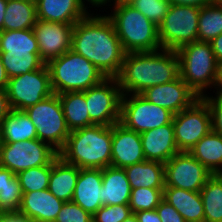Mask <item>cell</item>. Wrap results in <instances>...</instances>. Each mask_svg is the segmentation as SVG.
Wrapping results in <instances>:
<instances>
[{"label":"cell","instance_id":"11a10c76","mask_svg":"<svg viewBox=\"0 0 222 222\" xmlns=\"http://www.w3.org/2000/svg\"><path fill=\"white\" fill-rule=\"evenodd\" d=\"M212 1H214V2H222V0H212Z\"/></svg>","mask_w":222,"mask_h":222},{"label":"cell","instance_id":"2e32d148","mask_svg":"<svg viewBox=\"0 0 222 222\" xmlns=\"http://www.w3.org/2000/svg\"><path fill=\"white\" fill-rule=\"evenodd\" d=\"M141 95L173 114L189 108L200 98L180 76L171 82L149 87Z\"/></svg>","mask_w":222,"mask_h":222},{"label":"cell","instance_id":"b9f144b4","mask_svg":"<svg viewBox=\"0 0 222 222\" xmlns=\"http://www.w3.org/2000/svg\"><path fill=\"white\" fill-rule=\"evenodd\" d=\"M0 222H32L26 215H23L19 211L1 212Z\"/></svg>","mask_w":222,"mask_h":222},{"label":"cell","instance_id":"f6af8a7d","mask_svg":"<svg viewBox=\"0 0 222 222\" xmlns=\"http://www.w3.org/2000/svg\"><path fill=\"white\" fill-rule=\"evenodd\" d=\"M212 51L218 63L222 62V33L211 42Z\"/></svg>","mask_w":222,"mask_h":222},{"label":"cell","instance_id":"8fae6325","mask_svg":"<svg viewBox=\"0 0 222 222\" xmlns=\"http://www.w3.org/2000/svg\"><path fill=\"white\" fill-rule=\"evenodd\" d=\"M59 153L48 143L32 139L14 143H0V166L15 175L30 168L48 165Z\"/></svg>","mask_w":222,"mask_h":222},{"label":"cell","instance_id":"cb8c5ba5","mask_svg":"<svg viewBox=\"0 0 222 222\" xmlns=\"http://www.w3.org/2000/svg\"><path fill=\"white\" fill-rule=\"evenodd\" d=\"M163 200L172 205L186 222H204V206L200 192L164 187Z\"/></svg>","mask_w":222,"mask_h":222},{"label":"cell","instance_id":"bcb514c9","mask_svg":"<svg viewBox=\"0 0 222 222\" xmlns=\"http://www.w3.org/2000/svg\"><path fill=\"white\" fill-rule=\"evenodd\" d=\"M212 0H169L170 4L176 5H188V6H195V7H202L207 4H210Z\"/></svg>","mask_w":222,"mask_h":222},{"label":"cell","instance_id":"9c48e42d","mask_svg":"<svg viewBox=\"0 0 222 222\" xmlns=\"http://www.w3.org/2000/svg\"><path fill=\"white\" fill-rule=\"evenodd\" d=\"M91 125L112 126L120 122L122 92L118 79L106 77L83 91Z\"/></svg>","mask_w":222,"mask_h":222},{"label":"cell","instance_id":"603a6c76","mask_svg":"<svg viewBox=\"0 0 222 222\" xmlns=\"http://www.w3.org/2000/svg\"><path fill=\"white\" fill-rule=\"evenodd\" d=\"M131 187L123 168L108 166L102 169V205L129 204Z\"/></svg>","mask_w":222,"mask_h":222},{"label":"cell","instance_id":"6da1fadb","mask_svg":"<svg viewBox=\"0 0 222 222\" xmlns=\"http://www.w3.org/2000/svg\"><path fill=\"white\" fill-rule=\"evenodd\" d=\"M88 14L77 21L72 31L71 50L94 64L105 77H117L125 52L113 22L106 15Z\"/></svg>","mask_w":222,"mask_h":222},{"label":"cell","instance_id":"db71d44e","mask_svg":"<svg viewBox=\"0 0 222 222\" xmlns=\"http://www.w3.org/2000/svg\"><path fill=\"white\" fill-rule=\"evenodd\" d=\"M117 1L121 3L132 4L135 0H117Z\"/></svg>","mask_w":222,"mask_h":222},{"label":"cell","instance_id":"e0dca14e","mask_svg":"<svg viewBox=\"0 0 222 222\" xmlns=\"http://www.w3.org/2000/svg\"><path fill=\"white\" fill-rule=\"evenodd\" d=\"M145 160L140 133L120 122L112 125L111 166L124 169Z\"/></svg>","mask_w":222,"mask_h":222},{"label":"cell","instance_id":"7bdbcfd3","mask_svg":"<svg viewBox=\"0 0 222 222\" xmlns=\"http://www.w3.org/2000/svg\"><path fill=\"white\" fill-rule=\"evenodd\" d=\"M135 215L139 219V222H161V219L156 209L137 211Z\"/></svg>","mask_w":222,"mask_h":222},{"label":"cell","instance_id":"484cf974","mask_svg":"<svg viewBox=\"0 0 222 222\" xmlns=\"http://www.w3.org/2000/svg\"><path fill=\"white\" fill-rule=\"evenodd\" d=\"M37 139L36 127L24 111L11 110L0 125V143Z\"/></svg>","mask_w":222,"mask_h":222},{"label":"cell","instance_id":"30bf717a","mask_svg":"<svg viewBox=\"0 0 222 222\" xmlns=\"http://www.w3.org/2000/svg\"><path fill=\"white\" fill-rule=\"evenodd\" d=\"M173 115L168 109L155 105L141 94H122L120 123L137 133L169 124Z\"/></svg>","mask_w":222,"mask_h":222},{"label":"cell","instance_id":"f907efd6","mask_svg":"<svg viewBox=\"0 0 222 222\" xmlns=\"http://www.w3.org/2000/svg\"><path fill=\"white\" fill-rule=\"evenodd\" d=\"M8 0H0V31H3L4 15Z\"/></svg>","mask_w":222,"mask_h":222},{"label":"cell","instance_id":"d4e9b609","mask_svg":"<svg viewBox=\"0 0 222 222\" xmlns=\"http://www.w3.org/2000/svg\"><path fill=\"white\" fill-rule=\"evenodd\" d=\"M131 189L165 187L164 163L157 161H142L124 168Z\"/></svg>","mask_w":222,"mask_h":222},{"label":"cell","instance_id":"d6986e66","mask_svg":"<svg viewBox=\"0 0 222 222\" xmlns=\"http://www.w3.org/2000/svg\"><path fill=\"white\" fill-rule=\"evenodd\" d=\"M64 201L48 189L23 193L19 212L32 222H54Z\"/></svg>","mask_w":222,"mask_h":222},{"label":"cell","instance_id":"c3c4849f","mask_svg":"<svg viewBox=\"0 0 222 222\" xmlns=\"http://www.w3.org/2000/svg\"><path fill=\"white\" fill-rule=\"evenodd\" d=\"M214 88H217L216 89L217 92L215 94H217V96L222 97V62L218 63L217 76H216V81H215V84H214Z\"/></svg>","mask_w":222,"mask_h":222},{"label":"cell","instance_id":"d590c367","mask_svg":"<svg viewBox=\"0 0 222 222\" xmlns=\"http://www.w3.org/2000/svg\"><path fill=\"white\" fill-rule=\"evenodd\" d=\"M22 195L23 192L17 175H14L9 180V184L0 191V211H18L21 205Z\"/></svg>","mask_w":222,"mask_h":222},{"label":"cell","instance_id":"f35d334b","mask_svg":"<svg viewBox=\"0 0 222 222\" xmlns=\"http://www.w3.org/2000/svg\"><path fill=\"white\" fill-rule=\"evenodd\" d=\"M54 222H93V216L72 201L64 202Z\"/></svg>","mask_w":222,"mask_h":222},{"label":"cell","instance_id":"ac0fdd59","mask_svg":"<svg viewBox=\"0 0 222 222\" xmlns=\"http://www.w3.org/2000/svg\"><path fill=\"white\" fill-rule=\"evenodd\" d=\"M143 154L147 161L166 163L179 152L172 121L156 129L140 133Z\"/></svg>","mask_w":222,"mask_h":222},{"label":"cell","instance_id":"ab89813d","mask_svg":"<svg viewBox=\"0 0 222 222\" xmlns=\"http://www.w3.org/2000/svg\"><path fill=\"white\" fill-rule=\"evenodd\" d=\"M209 106L211 112L212 131L222 136V97H209L203 95L201 97Z\"/></svg>","mask_w":222,"mask_h":222},{"label":"cell","instance_id":"83f0119b","mask_svg":"<svg viewBox=\"0 0 222 222\" xmlns=\"http://www.w3.org/2000/svg\"><path fill=\"white\" fill-rule=\"evenodd\" d=\"M37 21L36 1L8 0L3 30L31 29Z\"/></svg>","mask_w":222,"mask_h":222},{"label":"cell","instance_id":"5bb4252c","mask_svg":"<svg viewBox=\"0 0 222 222\" xmlns=\"http://www.w3.org/2000/svg\"><path fill=\"white\" fill-rule=\"evenodd\" d=\"M165 187L200 192L213 175L189 152H178L165 164Z\"/></svg>","mask_w":222,"mask_h":222},{"label":"cell","instance_id":"7a4b0ae2","mask_svg":"<svg viewBox=\"0 0 222 222\" xmlns=\"http://www.w3.org/2000/svg\"><path fill=\"white\" fill-rule=\"evenodd\" d=\"M178 76L177 52L159 49L125 53L121 72L116 78L122 94H141L149 87L171 82Z\"/></svg>","mask_w":222,"mask_h":222},{"label":"cell","instance_id":"9a60e30c","mask_svg":"<svg viewBox=\"0 0 222 222\" xmlns=\"http://www.w3.org/2000/svg\"><path fill=\"white\" fill-rule=\"evenodd\" d=\"M74 25L37 19L33 31L37 39L40 58L45 64L71 50Z\"/></svg>","mask_w":222,"mask_h":222},{"label":"cell","instance_id":"8992f818","mask_svg":"<svg viewBox=\"0 0 222 222\" xmlns=\"http://www.w3.org/2000/svg\"><path fill=\"white\" fill-rule=\"evenodd\" d=\"M179 76L201 98L214 86L218 62L210 42H192L179 48Z\"/></svg>","mask_w":222,"mask_h":222},{"label":"cell","instance_id":"8d00e7d4","mask_svg":"<svg viewBox=\"0 0 222 222\" xmlns=\"http://www.w3.org/2000/svg\"><path fill=\"white\" fill-rule=\"evenodd\" d=\"M131 5L159 26L167 14L170 3L169 0H135Z\"/></svg>","mask_w":222,"mask_h":222},{"label":"cell","instance_id":"60d3db41","mask_svg":"<svg viewBox=\"0 0 222 222\" xmlns=\"http://www.w3.org/2000/svg\"><path fill=\"white\" fill-rule=\"evenodd\" d=\"M161 222H186L181 214L165 200H162L156 207Z\"/></svg>","mask_w":222,"mask_h":222},{"label":"cell","instance_id":"7c38bea8","mask_svg":"<svg viewBox=\"0 0 222 222\" xmlns=\"http://www.w3.org/2000/svg\"><path fill=\"white\" fill-rule=\"evenodd\" d=\"M172 123L179 152H190L198 141L212 131L211 112L202 98L174 114Z\"/></svg>","mask_w":222,"mask_h":222},{"label":"cell","instance_id":"681fc988","mask_svg":"<svg viewBox=\"0 0 222 222\" xmlns=\"http://www.w3.org/2000/svg\"><path fill=\"white\" fill-rule=\"evenodd\" d=\"M9 78L6 74L5 67L2 63V59L0 56V90H6L8 86Z\"/></svg>","mask_w":222,"mask_h":222},{"label":"cell","instance_id":"f1b7e54d","mask_svg":"<svg viewBox=\"0 0 222 222\" xmlns=\"http://www.w3.org/2000/svg\"><path fill=\"white\" fill-rule=\"evenodd\" d=\"M70 132L90 126L85 93L83 91L58 94Z\"/></svg>","mask_w":222,"mask_h":222},{"label":"cell","instance_id":"3957f363","mask_svg":"<svg viewBox=\"0 0 222 222\" xmlns=\"http://www.w3.org/2000/svg\"><path fill=\"white\" fill-rule=\"evenodd\" d=\"M112 126L91 125L71 131L59 156L80 169L111 166Z\"/></svg>","mask_w":222,"mask_h":222},{"label":"cell","instance_id":"7402d4cb","mask_svg":"<svg viewBox=\"0 0 222 222\" xmlns=\"http://www.w3.org/2000/svg\"><path fill=\"white\" fill-rule=\"evenodd\" d=\"M80 168L66 163L59 154L51 161L48 190L58 199L71 202Z\"/></svg>","mask_w":222,"mask_h":222},{"label":"cell","instance_id":"ee69618b","mask_svg":"<svg viewBox=\"0 0 222 222\" xmlns=\"http://www.w3.org/2000/svg\"><path fill=\"white\" fill-rule=\"evenodd\" d=\"M11 106L6 90H0V125L2 120L11 112Z\"/></svg>","mask_w":222,"mask_h":222},{"label":"cell","instance_id":"44dd1931","mask_svg":"<svg viewBox=\"0 0 222 222\" xmlns=\"http://www.w3.org/2000/svg\"><path fill=\"white\" fill-rule=\"evenodd\" d=\"M102 197V169H80L72 202L91 214L103 206Z\"/></svg>","mask_w":222,"mask_h":222},{"label":"cell","instance_id":"52a82bcc","mask_svg":"<svg viewBox=\"0 0 222 222\" xmlns=\"http://www.w3.org/2000/svg\"><path fill=\"white\" fill-rule=\"evenodd\" d=\"M36 127L37 138L58 153L64 148L70 130L67 127L59 95L49 97L24 110Z\"/></svg>","mask_w":222,"mask_h":222},{"label":"cell","instance_id":"e575fe53","mask_svg":"<svg viewBox=\"0 0 222 222\" xmlns=\"http://www.w3.org/2000/svg\"><path fill=\"white\" fill-rule=\"evenodd\" d=\"M163 200V189L135 188L131 189L129 207L132 213L154 210Z\"/></svg>","mask_w":222,"mask_h":222},{"label":"cell","instance_id":"4fadbf2b","mask_svg":"<svg viewBox=\"0 0 222 222\" xmlns=\"http://www.w3.org/2000/svg\"><path fill=\"white\" fill-rule=\"evenodd\" d=\"M7 95L11 109L24 111L53 94L46 64L40 69L9 78Z\"/></svg>","mask_w":222,"mask_h":222},{"label":"cell","instance_id":"836d02e7","mask_svg":"<svg viewBox=\"0 0 222 222\" xmlns=\"http://www.w3.org/2000/svg\"><path fill=\"white\" fill-rule=\"evenodd\" d=\"M51 162L48 165L30 168L17 174L23 193L48 189Z\"/></svg>","mask_w":222,"mask_h":222},{"label":"cell","instance_id":"277c9868","mask_svg":"<svg viewBox=\"0 0 222 222\" xmlns=\"http://www.w3.org/2000/svg\"><path fill=\"white\" fill-rule=\"evenodd\" d=\"M113 13L108 15L125 53L152 52L161 48L158 26L133 5L114 0Z\"/></svg>","mask_w":222,"mask_h":222},{"label":"cell","instance_id":"d6a6232c","mask_svg":"<svg viewBox=\"0 0 222 222\" xmlns=\"http://www.w3.org/2000/svg\"><path fill=\"white\" fill-rule=\"evenodd\" d=\"M0 52H39L33 28L0 31Z\"/></svg>","mask_w":222,"mask_h":222},{"label":"cell","instance_id":"f5cc1de1","mask_svg":"<svg viewBox=\"0 0 222 222\" xmlns=\"http://www.w3.org/2000/svg\"><path fill=\"white\" fill-rule=\"evenodd\" d=\"M122 222H139V219L137 218L135 213H132L128 218H126Z\"/></svg>","mask_w":222,"mask_h":222},{"label":"cell","instance_id":"f546056e","mask_svg":"<svg viewBox=\"0 0 222 222\" xmlns=\"http://www.w3.org/2000/svg\"><path fill=\"white\" fill-rule=\"evenodd\" d=\"M205 222H222V176L213 174L200 190Z\"/></svg>","mask_w":222,"mask_h":222},{"label":"cell","instance_id":"74e56055","mask_svg":"<svg viewBox=\"0 0 222 222\" xmlns=\"http://www.w3.org/2000/svg\"><path fill=\"white\" fill-rule=\"evenodd\" d=\"M131 214L129 204L104 205L93 215V222H122Z\"/></svg>","mask_w":222,"mask_h":222},{"label":"cell","instance_id":"5b68a950","mask_svg":"<svg viewBox=\"0 0 222 222\" xmlns=\"http://www.w3.org/2000/svg\"><path fill=\"white\" fill-rule=\"evenodd\" d=\"M53 93L85 91L106 77L90 61L73 50L67 51L47 64Z\"/></svg>","mask_w":222,"mask_h":222},{"label":"cell","instance_id":"816d5d0a","mask_svg":"<svg viewBox=\"0 0 222 222\" xmlns=\"http://www.w3.org/2000/svg\"><path fill=\"white\" fill-rule=\"evenodd\" d=\"M92 4V6L100 7L101 5H105L107 2H110L111 0H87Z\"/></svg>","mask_w":222,"mask_h":222},{"label":"cell","instance_id":"4dcf8cb0","mask_svg":"<svg viewBox=\"0 0 222 222\" xmlns=\"http://www.w3.org/2000/svg\"><path fill=\"white\" fill-rule=\"evenodd\" d=\"M222 33V2L202 6L198 20V41L211 42Z\"/></svg>","mask_w":222,"mask_h":222},{"label":"cell","instance_id":"ba28073f","mask_svg":"<svg viewBox=\"0 0 222 222\" xmlns=\"http://www.w3.org/2000/svg\"><path fill=\"white\" fill-rule=\"evenodd\" d=\"M200 7L170 4L163 22L158 26L162 49L177 51L182 46L198 41Z\"/></svg>","mask_w":222,"mask_h":222},{"label":"cell","instance_id":"ffe728a7","mask_svg":"<svg viewBox=\"0 0 222 222\" xmlns=\"http://www.w3.org/2000/svg\"><path fill=\"white\" fill-rule=\"evenodd\" d=\"M85 0H36L37 19L75 24L89 14Z\"/></svg>","mask_w":222,"mask_h":222},{"label":"cell","instance_id":"4316f807","mask_svg":"<svg viewBox=\"0 0 222 222\" xmlns=\"http://www.w3.org/2000/svg\"><path fill=\"white\" fill-rule=\"evenodd\" d=\"M212 174L222 176V136L210 131L189 152Z\"/></svg>","mask_w":222,"mask_h":222},{"label":"cell","instance_id":"1f68e13d","mask_svg":"<svg viewBox=\"0 0 222 222\" xmlns=\"http://www.w3.org/2000/svg\"><path fill=\"white\" fill-rule=\"evenodd\" d=\"M8 78L40 69L45 63L40 52H0Z\"/></svg>","mask_w":222,"mask_h":222},{"label":"cell","instance_id":"7dc6e473","mask_svg":"<svg viewBox=\"0 0 222 222\" xmlns=\"http://www.w3.org/2000/svg\"><path fill=\"white\" fill-rule=\"evenodd\" d=\"M15 174L7 169L0 166V191L9 184V180L14 176Z\"/></svg>","mask_w":222,"mask_h":222}]
</instances>
